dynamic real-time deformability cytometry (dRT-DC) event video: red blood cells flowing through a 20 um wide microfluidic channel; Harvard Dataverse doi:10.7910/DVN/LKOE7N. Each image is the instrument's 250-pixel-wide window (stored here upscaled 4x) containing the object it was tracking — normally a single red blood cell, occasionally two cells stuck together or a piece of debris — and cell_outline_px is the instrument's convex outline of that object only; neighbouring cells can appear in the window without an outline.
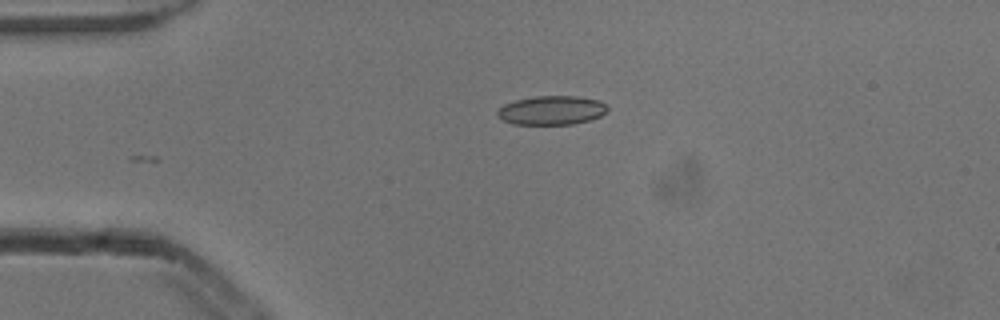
{"species": "common noctule bat (a hibernating species)", "species_latin": "Nyctalus noctula", "temperature_condition": "cold", "stored_images_in_passage": 4, "camera_frame_rate_fps": 3000, "um_per_image_px": 0.085, "animal": {"sex": "male", "body_mass_g": 13.3}, "frame": {"image": 1, "passage_image": 3, "time_ms": 0.667, "image_size_px": [1000, 320], "cell_outline_px": [[608, 112], [600, 116], [588, 120], [572, 124], [512, 124], [496, 116], [496, 112], [504, 104], [516, 100], [536, 96], [576, 96], [596, 100], [604, 104], [608, 108]], "centroid_in_image_um": [46.86, 9.38], "position_along_channel_um": 38.1, "area_um2": 18.44}}